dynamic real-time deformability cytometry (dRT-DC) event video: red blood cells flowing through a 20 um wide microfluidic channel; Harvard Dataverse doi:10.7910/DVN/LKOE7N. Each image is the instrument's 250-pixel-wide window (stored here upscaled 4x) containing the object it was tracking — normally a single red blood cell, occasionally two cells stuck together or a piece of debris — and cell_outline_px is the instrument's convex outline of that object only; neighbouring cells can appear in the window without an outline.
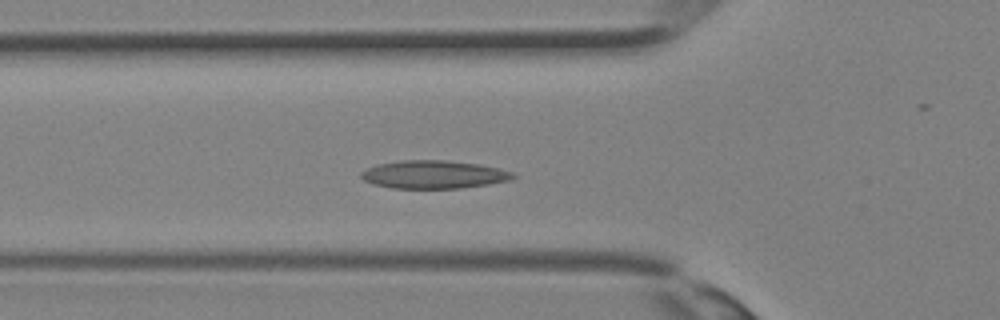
{"species": "Egyptian fruit bat (a non-hibernating species)", "species_latin": "Rousettus aegyptiacus", "temperature_condition": "room temperature", "stored_images_in_passage": 27, "camera_frame_rate_fps": 3000, "um_per_image_px": 0.085, "animal": {"sex": "female"}, "frame": {"image": 1, "passage_image": 7, "time_ms": 2.0, "image_size_px": [1000, 320], "cell_outline_px": [[516, 176], [508, 180], [488, 184], [460, 188], [392, 188], [372, 184], [364, 180], [360, 176], [360, 172], [376, 164], [400, 160], [444, 160], [480, 164], [512, 172]], "centroid_in_image_um": [36.81, 14.83], "position_along_channel_um": 89.0, "area_um2": 24.74}}
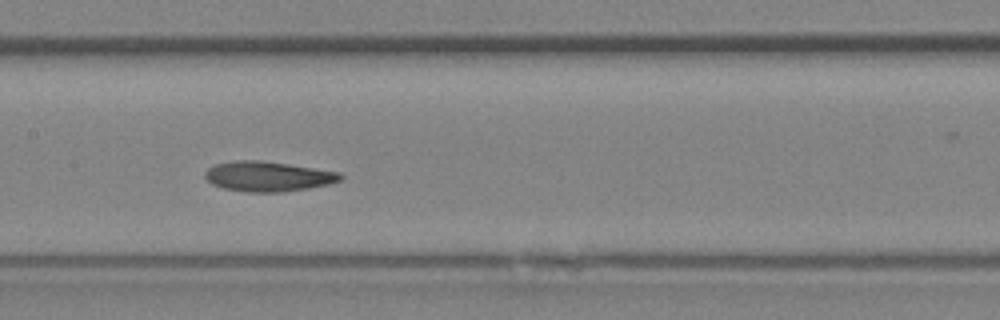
{"frame": {"image": 2, "passage_image": 12, "time_ms": 3.667, "image_size_px": [1000, 320], "cell_outline_px": [[344, 176], [340, 180], [328, 184], [308, 188], [280, 192], [248, 192], [224, 188], [212, 184], [204, 176], [204, 172], [208, 168], [216, 164], [232, 160], [260, 160], [288, 164], [340, 172]], "centroid_in_image_um": [22.76, 14.98], "position_along_channel_um": 184.6, "area_um2": 23.58}}
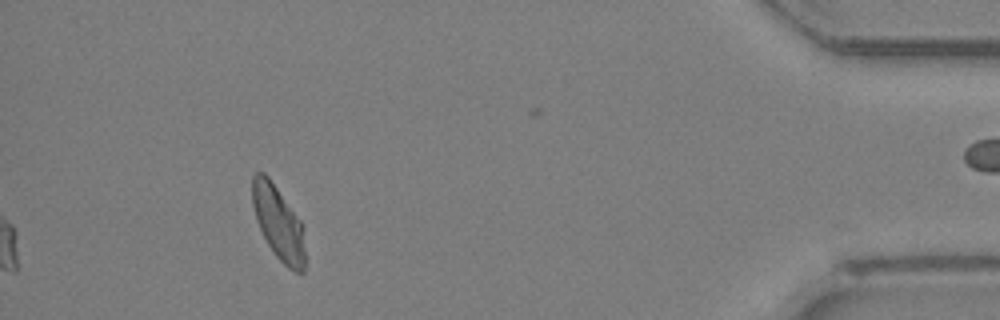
{"frame": {"image": 3, "passage_image": 27, "time_ms": 8.667, "image_size_px": [1000, 320], "cell_outline_px": [[304, 272], [296, 272], [288, 268], [276, 256], [268, 244], [256, 220], [252, 204], [252, 176], [256, 172], [264, 172], [268, 176], [300, 220], [304, 228]], "centroid_in_image_um": [23.65, 18.93], "position_along_channel_um": 411.5, "area_um2": 22.48}}